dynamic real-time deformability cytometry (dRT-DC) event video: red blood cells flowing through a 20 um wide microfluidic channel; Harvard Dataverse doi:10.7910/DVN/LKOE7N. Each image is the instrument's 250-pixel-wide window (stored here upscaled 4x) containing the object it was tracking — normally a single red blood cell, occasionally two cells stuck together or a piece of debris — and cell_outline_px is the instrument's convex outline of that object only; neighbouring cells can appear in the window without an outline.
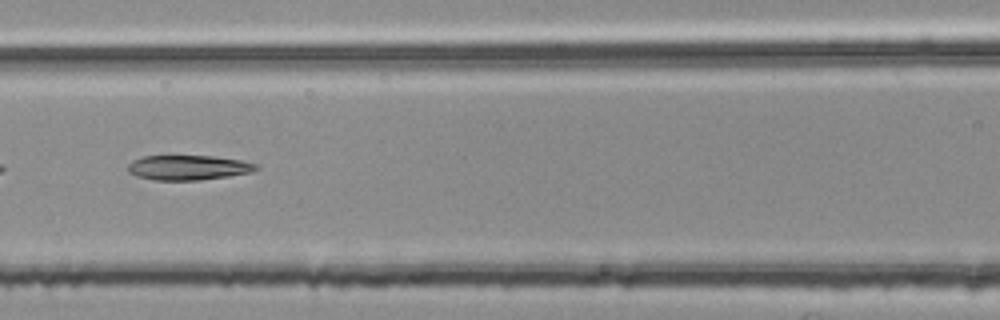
{"species": "common noctule bat (a hibernating species)", "species_latin": "Nyctalus noctula", "temperature_condition": "room temperature", "stored_images_in_passage": 53, "segment_of_instrument_passage": [2, 2], "camera_frame_rate_fps": 3000, "um_per_image_px": 0.085, "animal": {"sex": "female", "body_mass_g": 25.1}, "frame": {"image": 1, "passage_image": 24, "time_ms": 7.667, "image_size_px": [1000, 320], "cell_outline_px": [[260, 168], [252, 172], [228, 176], [200, 180], [152, 180], [136, 176], [128, 172], [128, 164], [132, 160], [144, 156], [212, 156], [240, 160], [256, 164]], "centroid_in_image_um": [15.98, 14.25], "position_along_channel_um": 150.6, "area_um2": 18.55}}
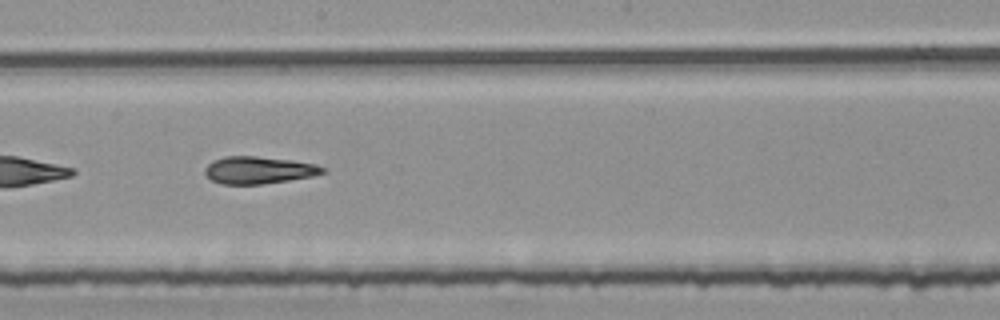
{"frame": {"image": 2, "passage_image": 30, "time_ms": 9.667, "image_size_px": [1000, 320], "cell_outline_px": [[324, 172], [312, 176], [288, 180], [260, 184], [220, 184], [212, 180], [204, 172], [204, 168], [212, 160], [224, 156], [256, 156], [292, 160], [316, 164], [324, 168]], "centroid_in_image_um": [21.94, 14.45], "position_along_channel_um": 226.3, "area_um2": 18.61}}
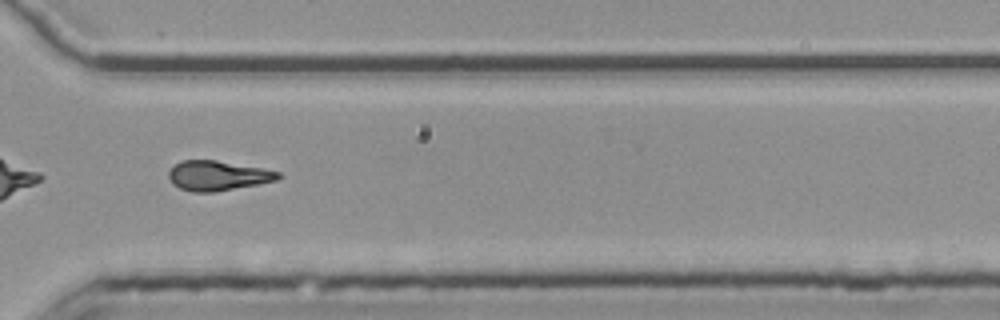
{"frame": {"image": 3, "passage_image": 40, "time_ms": 13.0, "image_size_px": [1000, 320], "cell_outline_px": [[284, 176], [276, 180], [256, 184], [212, 192], [192, 192], [180, 188], [172, 184], [168, 176], [168, 172], [180, 160], [216, 160], [260, 168], [280, 172]], "centroid_in_image_um": [18.48, 14.92], "position_along_channel_um": 352.1, "area_um2": 18.79}}